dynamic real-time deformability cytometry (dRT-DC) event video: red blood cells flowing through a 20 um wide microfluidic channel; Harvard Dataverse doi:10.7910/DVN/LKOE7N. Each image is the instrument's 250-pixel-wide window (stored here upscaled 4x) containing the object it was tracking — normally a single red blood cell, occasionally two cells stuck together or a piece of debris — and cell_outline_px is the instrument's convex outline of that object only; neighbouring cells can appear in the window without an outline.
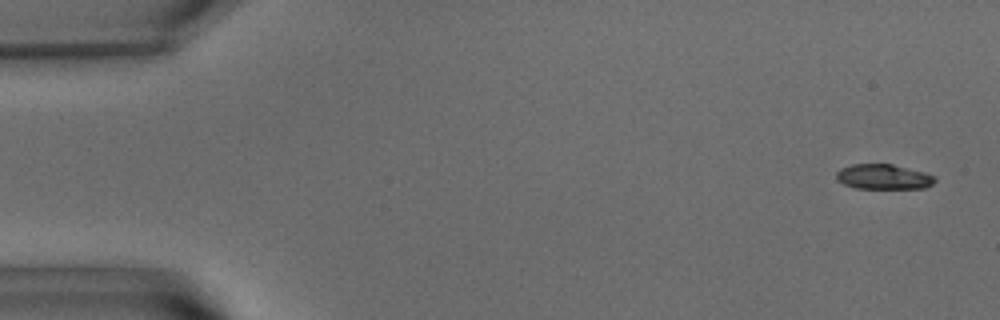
{"species": "common noctule bat (a hibernating species)", "species_latin": "Nyctalus noctula", "temperature_condition": "warm", "stored_images_in_passage": 56, "camera_frame_rate_fps": 3000, "um_per_image_px": 0.085, "animal": {"sex": "male", "body_mass_g": 15.6}, "frame": {"image": 1, "passage_image": 3, "time_ms": 0.667, "image_size_px": [1000, 320], "cell_outline_px": [[936, 180], [932, 184], [924, 188], [856, 188], [844, 184], [836, 180], [836, 172], [840, 168], [852, 164], [892, 164], [924, 172], [936, 176]], "centroid_in_image_um": [75.08, 15.02], "position_along_channel_um": 9.9, "area_um2": 14.39}}
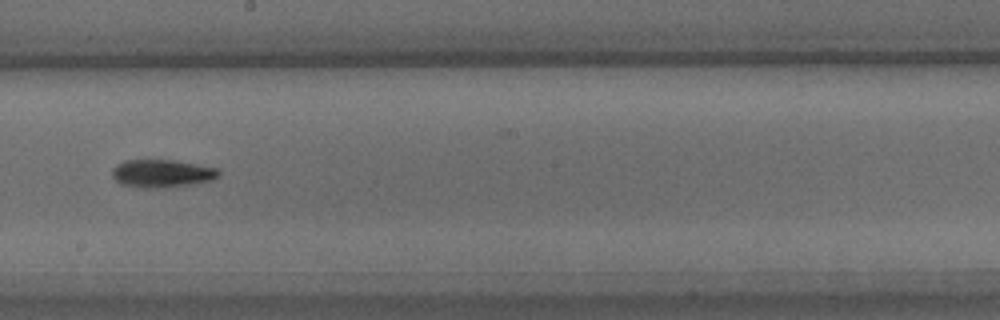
{"frame": {"image": 2, "passage_image": 32, "time_ms": 10.333, "image_size_px": [1000, 320], "cell_outline_px": [[220, 176], [212, 180], [192, 184], [160, 188], [144, 188], [120, 184], [112, 176], [112, 168], [116, 164], [124, 160], [172, 160], [196, 164], [216, 168], [220, 172]], "centroid_in_image_um": [13.74, 14.74], "position_along_channel_um": 234.5, "area_um2": 17.34}}
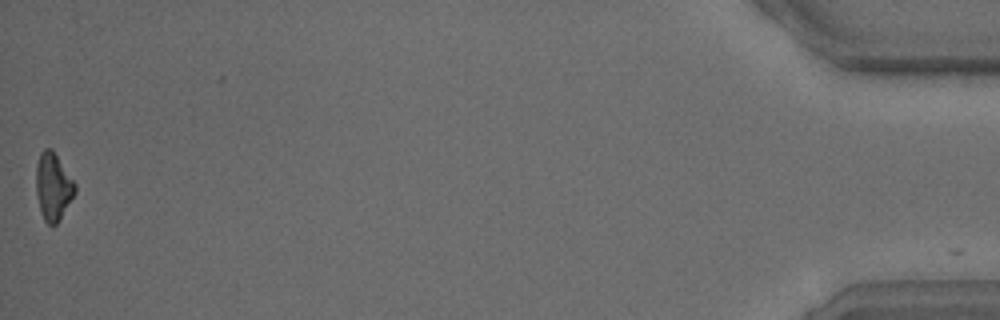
{"frame": {"image": 3, "passage_image": 56, "time_ms": 18.333, "image_size_px": [1000, 320], "cell_outline_px": [[76, 192], [56, 224], [48, 224], [44, 220], [40, 212], [36, 196], [36, 164], [40, 152], [44, 148], [52, 148], [76, 184]], "centroid_in_image_um": [4.5, 15.83], "position_along_channel_um": 430.7, "area_um2": 15.32}, "authors_computed_cell_mechanics": {"area_um2": 15.7505, "velocity_mm_per_s": 3.663, "shape_relaxation_time_tau1_ms": 3.385, "shape_relaxation_time_tau2_ms": 9.5848, "deformation_change_tau1": 0.1492, "deformation_change_tau2": 0.2356}}